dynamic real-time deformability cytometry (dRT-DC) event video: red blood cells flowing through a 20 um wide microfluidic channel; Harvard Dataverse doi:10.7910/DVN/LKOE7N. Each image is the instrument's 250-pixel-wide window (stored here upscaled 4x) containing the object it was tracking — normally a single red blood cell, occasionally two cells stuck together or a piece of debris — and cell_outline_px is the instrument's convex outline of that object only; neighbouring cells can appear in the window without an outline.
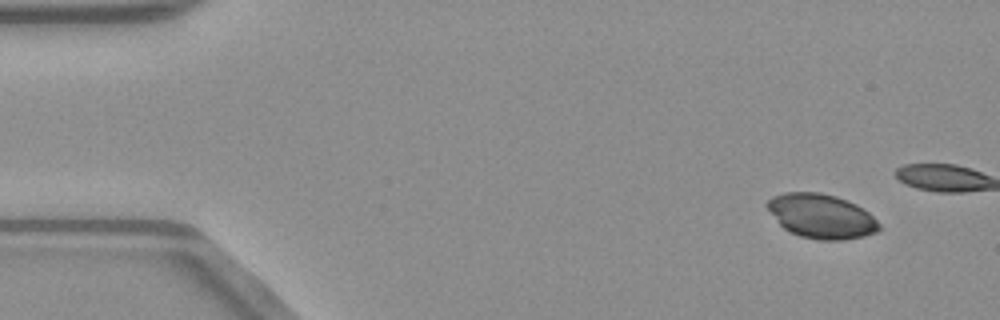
{"species": "common noctule bat (a hibernating species)", "species_latin": "Nyctalus noctula", "temperature_condition": "warm", "stored_images_in_passage": 10, "camera_frame_rate_fps": 3000, "um_per_image_px": 0.085, "animal": {"sex": "male", "body_mass_g": 23.1, "forearm_length_mm": 52.7}, "frame": {"image": 1, "passage_image": 1, "time_ms": 0.0, "image_size_px": [1000, 320], "cell_outline_px": [[880, 228], [876, 232], [864, 236], [844, 240], [820, 240], [800, 236], [788, 232], [780, 224], [764, 204], [772, 196], [784, 192], [820, 192], [836, 196], [856, 204], [864, 208], [880, 224]], "centroid_in_image_um": [69.8, 18.37], "position_along_channel_um": 15.2, "area_um2": 29.02}}